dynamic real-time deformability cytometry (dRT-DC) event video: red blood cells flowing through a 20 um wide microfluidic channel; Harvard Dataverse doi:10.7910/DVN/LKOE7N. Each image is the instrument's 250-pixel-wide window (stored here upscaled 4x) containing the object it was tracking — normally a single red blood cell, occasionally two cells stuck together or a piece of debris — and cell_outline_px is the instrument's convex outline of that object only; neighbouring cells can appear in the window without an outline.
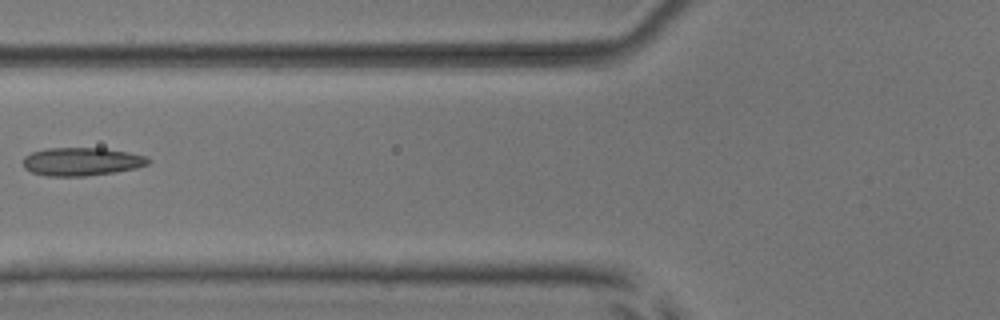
{"species": "common noctule bat (a hibernating species)", "species_latin": "Nyctalus noctula", "temperature_condition": "room temperature", "stored_images_in_passage": 5, "camera_frame_rate_fps": 3000, "um_per_image_px": 0.085, "animal": {"sex": "male", "body_mass_g": 17.9, "forearm_length_mm": 54.2}, "frame": {"image": 1, "passage_image": 4, "time_ms": 4.333, "image_size_px": [1000, 320], "cell_outline_px": [[152, 160], [148, 164], [136, 168], [116, 172], [84, 176], [48, 176], [32, 172], [24, 168], [24, 156], [32, 152], [48, 148], [104, 148], [128, 152], [148, 156]], "centroid_in_image_um": [6.98, 13.73], "position_along_channel_um": 118.8, "area_um2": 20.63}}
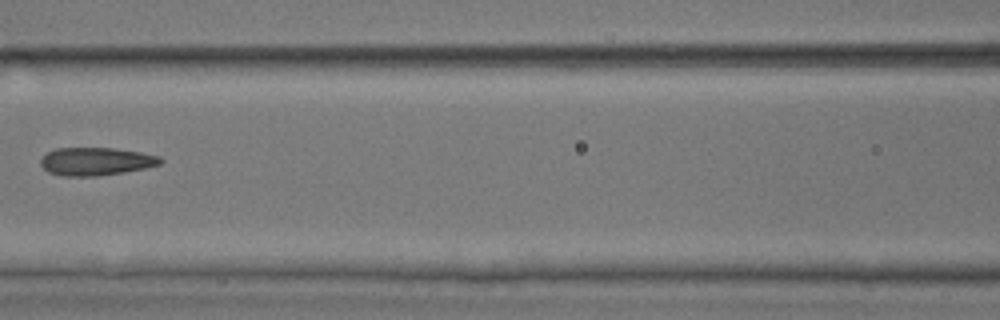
{"frame": {"image": 2, "passage_image": 5, "time_ms": 5.333, "image_size_px": [1000, 320], "cell_outline_px": [[164, 160], [160, 164], [144, 168], [124, 172], [96, 176], [60, 176], [48, 172], [40, 164], [40, 160], [48, 152], [56, 148], [112, 148], [140, 152], [160, 156]], "centroid_in_image_um": [8.15, 13.72], "position_along_channel_um": 158.5, "area_um2": 19.48}}